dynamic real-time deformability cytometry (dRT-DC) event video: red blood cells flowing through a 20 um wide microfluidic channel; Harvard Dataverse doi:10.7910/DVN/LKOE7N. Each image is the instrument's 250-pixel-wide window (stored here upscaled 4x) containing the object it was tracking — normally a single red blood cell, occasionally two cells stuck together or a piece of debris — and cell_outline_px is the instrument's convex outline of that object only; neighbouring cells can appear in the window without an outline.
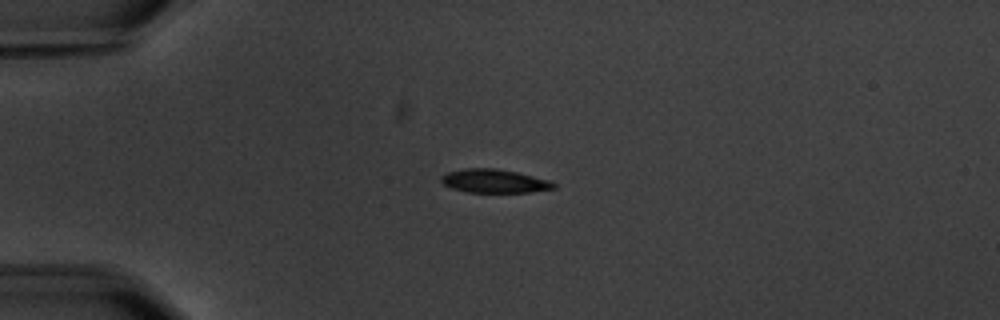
{"species": "common noctule bat (a hibernating species)", "species_latin": "Nyctalus noctula", "temperature_condition": "warm", "stored_images_in_passage": 5, "camera_frame_rate_fps": 3000, "um_per_image_px": 0.085, "animal": {"sex": "male", "body_mass_g": 20.1, "forearm_length_mm": 53.5}, "frame": {"image": 1, "passage_image": 3, "time_ms": 2.333, "image_size_px": [1000, 320], "cell_outline_px": [[556, 188], [532, 192], [468, 192], [452, 188], [444, 184], [440, 180], [440, 176], [448, 172], [468, 168], [496, 168], [516, 172], [552, 180], [556, 184]], "centroid_in_image_um": [42.06, 15.39], "position_along_channel_um": 42.9, "area_um2": 15.49}}